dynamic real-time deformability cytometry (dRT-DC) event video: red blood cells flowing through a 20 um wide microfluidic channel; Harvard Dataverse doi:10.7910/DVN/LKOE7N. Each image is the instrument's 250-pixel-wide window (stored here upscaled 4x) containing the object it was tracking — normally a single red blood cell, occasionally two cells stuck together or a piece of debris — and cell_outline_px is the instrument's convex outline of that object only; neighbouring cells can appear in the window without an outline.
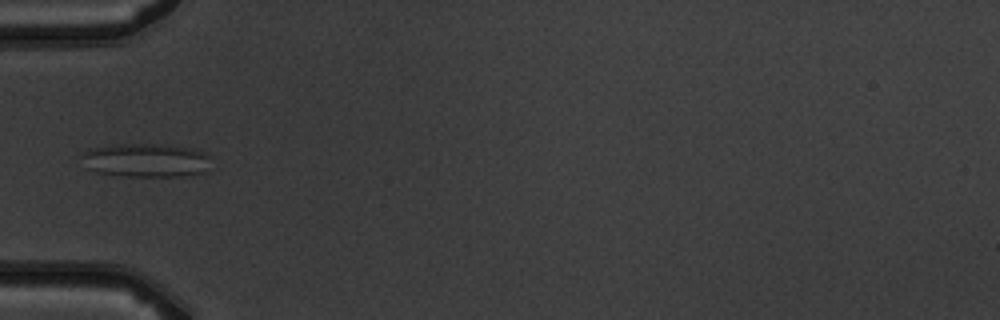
{"species": "common noctule bat (a hibernating species)", "species_latin": "Nyctalus noctula", "temperature_condition": "warm", "stored_images_in_passage": 6, "camera_frame_rate_fps": 3000, "um_per_image_px": 0.085, "animal": {"sex": "male", "body_mass_g": 19.5, "forearm_length_mm": 54.6}, "frame": {"image": 1, "passage_image": 5, "time_ms": 5.667, "image_size_px": [1000, 320], "cell_outline_px": [[208, 156], [204, 172], [184, 176], [124, 176], [96, 172], [88, 168], [80, 156], [80, 152], [88, 148], [112, 144], [172, 144], [196, 148], [204, 152]], "centroid_in_image_um": [12.34, 13.59], "position_along_channel_um": 72.7, "area_um2": 25.72}}
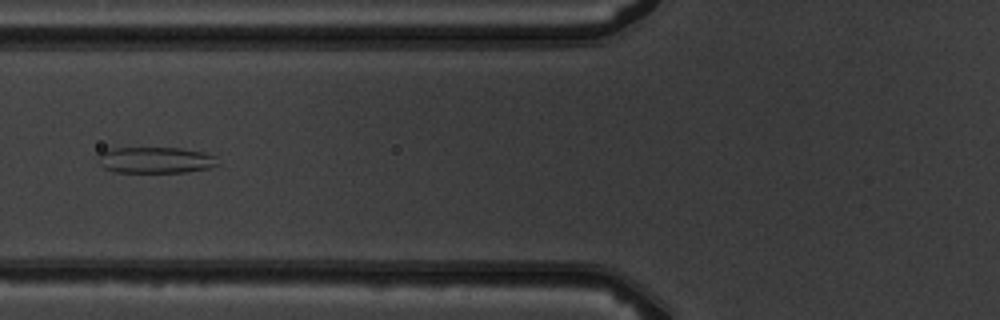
{"frame": {"image": 2, "passage_image": 6, "time_ms": 6.667, "image_size_px": [1000, 320], "cell_outline_px": [[220, 164], [208, 168], [184, 172], [112, 172], [104, 168], [100, 164], [100, 152], [108, 148], [180, 148], [204, 152], [216, 156]], "centroid_in_image_um": [13.24, 13.6], "position_along_channel_um": 112.6, "area_um2": 18.32}}